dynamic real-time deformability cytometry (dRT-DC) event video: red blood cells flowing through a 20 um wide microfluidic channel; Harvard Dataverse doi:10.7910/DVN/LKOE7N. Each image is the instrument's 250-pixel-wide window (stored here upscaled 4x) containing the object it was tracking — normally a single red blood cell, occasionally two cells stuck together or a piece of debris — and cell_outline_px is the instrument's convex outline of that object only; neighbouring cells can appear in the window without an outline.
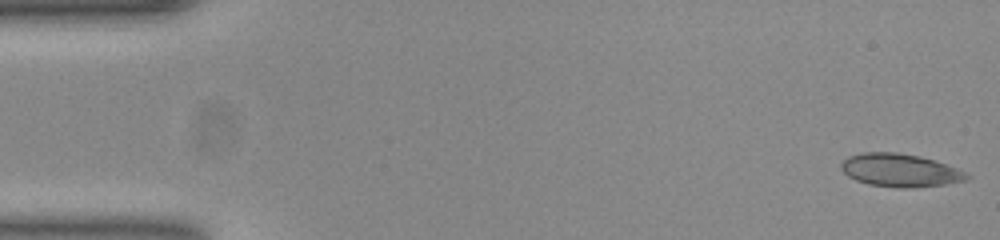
{"species": "common noctule bat (a hibernating species)", "species_latin": "Nyctalus noctula", "temperature_condition": "room temperature", "stored_images_in_passage": 52, "camera_frame_rate_fps": 3000, "um_per_image_px": 0.085, "animal": {"sex": "female", "body_mass_g": 23.0, "forearm_length_mm": 53.4}, "frame": {"image": 1, "passage_image": 1, "time_ms": 0.0, "image_size_px": [1000, 240], "cell_outline_px": [[972, 176], [964, 180], [944, 184], [904, 188], [900, 188], [868, 184], [856, 180], [848, 176], [840, 168], [840, 164], [848, 156], [860, 152], [896, 152], [920, 156], [956, 168]], "centroid_in_image_um": [76.44, 14.46], "position_along_channel_um": 8.6, "area_um2": 23.93}}
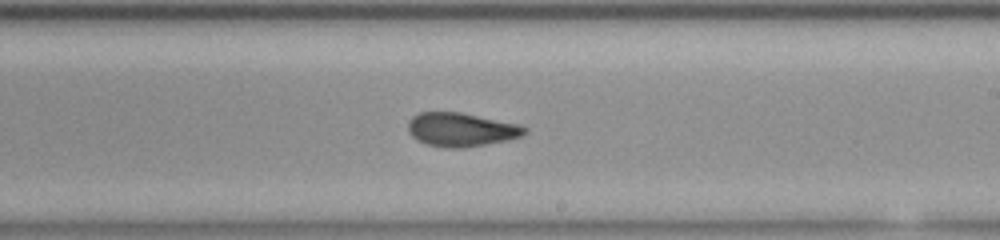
{"frame": {"image": 2, "passage_image": 30, "time_ms": 9.667, "image_size_px": [1000, 240], "cell_outline_px": [[528, 132], [520, 136], [504, 140], [464, 148], [444, 148], [428, 144], [416, 140], [408, 132], [408, 120], [412, 116], [420, 112], [460, 112], [520, 124], [528, 128]], "centroid_in_image_um": [39.17, 11.01], "position_along_channel_um": 249.8, "area_um2": 22.95}}
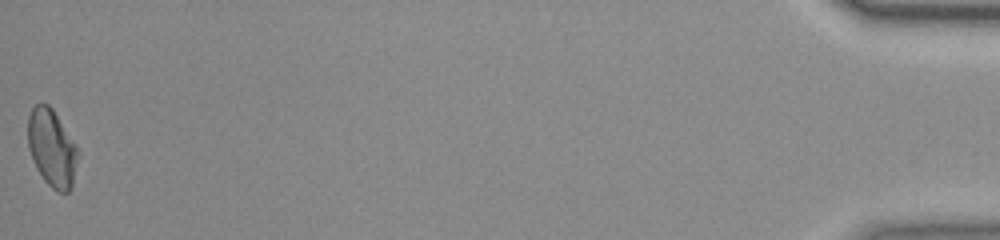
{"frame": {"image": 3, "passage_image": 52, "time_ms": 17.0, "image_size_px": [1000, 240], "cell_outline_px": [[80, 156], [72, 188], [68, 192], [56, 192], [44, 180], [36, 168], [32, 160], [28, 148], [28, 116], [32, 108], [40, 100], [48, 104], [52, 108], [76, 144], [80, 152]], "centroid_in_image_um": [4.43, 12.59], "position_along_channel_um": 430.8, "area_um2": 23.12}, "authors_computed_cell_mechanics": {"area_um2": 23.0333, "velocity_mm_per_s": 3.8729, "shape_relaxation_time_tau1_ms": null, "shape_relaxation_time_tau2_ms": 1.4562, "deformation_change_tau1": null, "deformation_change_tau2": 0.066}}